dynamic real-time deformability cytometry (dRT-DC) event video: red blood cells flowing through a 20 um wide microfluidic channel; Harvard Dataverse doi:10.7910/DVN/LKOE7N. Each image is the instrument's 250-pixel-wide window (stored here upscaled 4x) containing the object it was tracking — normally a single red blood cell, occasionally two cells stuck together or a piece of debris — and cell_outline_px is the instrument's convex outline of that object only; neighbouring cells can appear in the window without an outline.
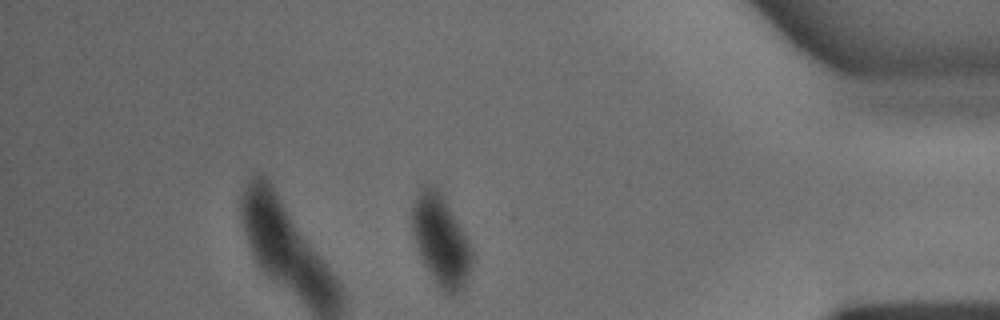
{"species": "common noctule bat (a hibernating species)", "species_latin": "Nyctalus noctula", "temperature_condition": "warm", "stored_images_in_passage": 29, "camera_frame_rate_fps": 3000, "um_per_image_px": 0.085, "animal": {"sex": "male", "body_mass_g": 15.6}, "frame": {"image": 1, "passage_image": 24, "time_ms": 7.667, "image_size_px": [1000, 320], "cell_outline_px": [[472, 268], [464, 288], [460, 292], [452, 296], [448, 296], [436, 284], [424, 264], [416, 244], [412, 228], [412, 208], [420, 184], [432, 184], [440, 188], [464, 232], [472, 252]], "centroid_in_image_um": [37.48, 20.41], "position_along_channel_um": 397.7, "area_um2": 31.96}}
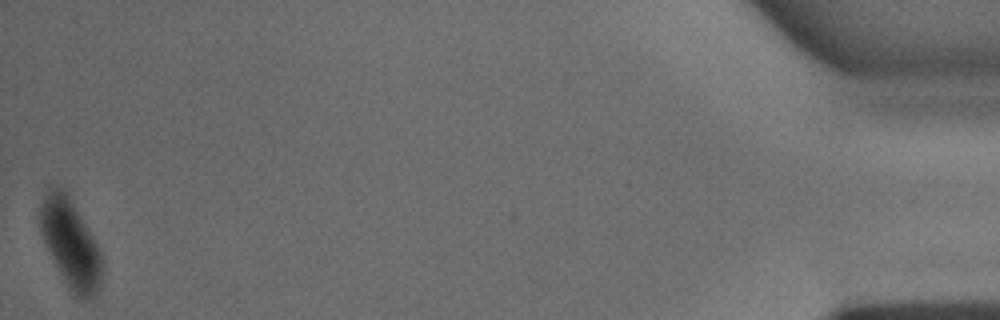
{"frame": {"image": 2, "passage_image": 29, "time_ms": 9.333, "image_size_px": [1000, 320], "cell_outline_px": [[104, 264], [100, 284], [96, 296], [92, 300], [84, 300], [72, 292], [60, 272], [44, 240], [40, 228], [40, 208], [44, 196], [48, 188], [60, 188], [68, 196], [92, 236], [104, 260]], "centroid_in_image_um": [6.03, 20.77], "position_along_channel_um": 429.2, "area_um2": 30.98}}